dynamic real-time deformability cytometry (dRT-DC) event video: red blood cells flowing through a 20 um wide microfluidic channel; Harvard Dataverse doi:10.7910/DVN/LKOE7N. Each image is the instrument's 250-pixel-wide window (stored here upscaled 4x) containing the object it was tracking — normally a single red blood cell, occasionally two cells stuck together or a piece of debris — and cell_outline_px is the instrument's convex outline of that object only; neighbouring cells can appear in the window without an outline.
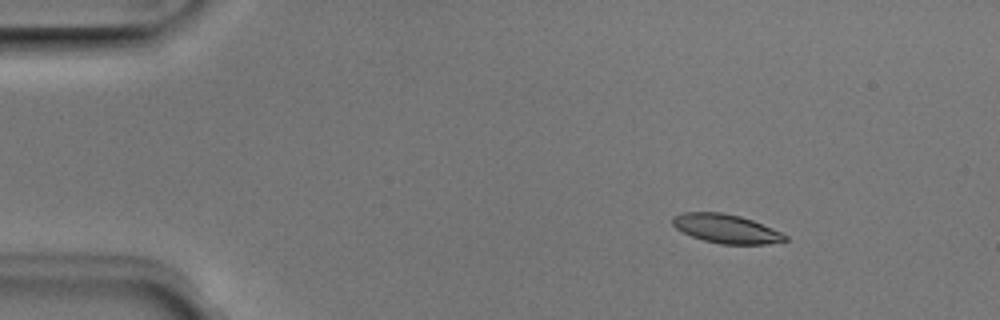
{"species": "Egyptian fruit bat (a non-hibernating species)", "species_latin": "Rousettus aegyptiacus", "temperature_condition": "room temperature", "stored_images_in_passage": 5, "camera_frame_rate_fps": 3000, "um_per_image_px": 0.085, "animal": {"sex": "male"}, "frame": {"image": 1, "passage_image": 3, "time_ms": 0.667, "image_size_px": [1000, 320], "cell_outline_px": [[788, 240], [768, 244], [720, 244], [704, 240], [692, 236], [676, 228], [672, 224], [672, 216], [680, 212], [724, 212], [740, 216], [752, 220], [772, 228], [788, 236]], "centroid_in_image_um": [61.71, 19.43], "position_along_channel_um": 23.3, "area_um2": 18.96}}